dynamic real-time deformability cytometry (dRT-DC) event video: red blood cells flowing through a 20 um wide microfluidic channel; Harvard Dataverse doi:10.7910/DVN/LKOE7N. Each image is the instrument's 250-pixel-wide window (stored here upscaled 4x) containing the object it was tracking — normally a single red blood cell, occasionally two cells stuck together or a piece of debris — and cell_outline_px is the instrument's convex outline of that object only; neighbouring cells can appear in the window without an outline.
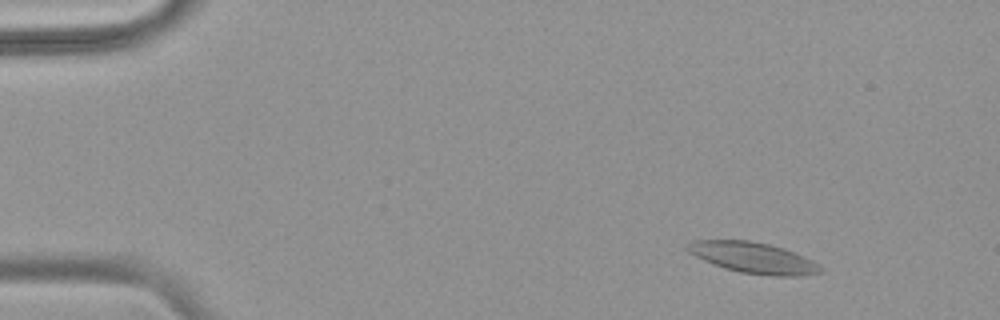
{"species": "common noctule bat (a hibernating species)", "species_latin": "Nyctalus noctula", "temperature_condition": "warm", "stored_images_in_passage": 56, "camera_frame_rate_fps": 3000, "um_per_image_px": 0.085, "animal": {"sex": "female", "body_mass_g": 18.4}, "frame": {"image": 1, "passage_image": 7, "time_ms": 2.0, "image_size_px": [1000, 320], "cell_outline_px": [[820, 272], [792, 276], [776, 276], [740, 272], [724, 268], [704, 260], [688, 252], [688, 244], [692, 240], [748, 240], [768, 244], [792, 252], [812, 260], [820, 264]], "centroid_in_image_um": [63.99, 21.9], "position_along_channel_um": 21.0, "area_um2": 23.35}}
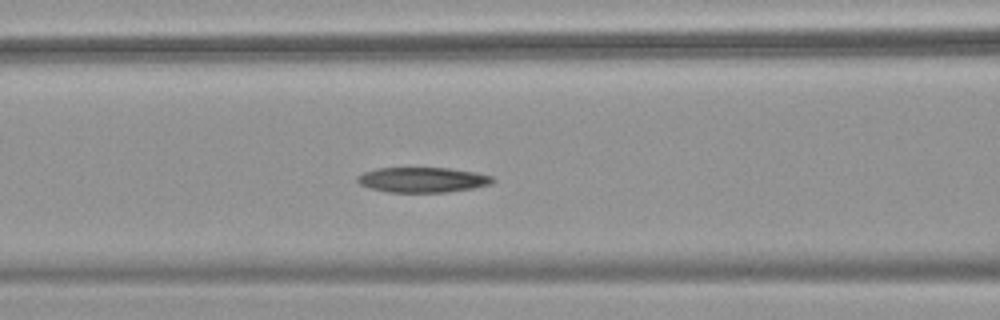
{"frame": {"image": 2, "passage_image": 24, "time_ms": 7.667, "image_size_px": [1000, 320], "cell_outline_px": [[496, 180], [492, 184], [472, 188], [448, 192], [388, 192], [372, 188], [360, 184], [356, 180], [356, 176], [364, 172], [380, 168], [448, 168], [476, 172], [492, 176]], "centroid_in_image_um": [35.95, 15.28], "position_along_channel_um": 130.7, "area_um2": 19.77}}
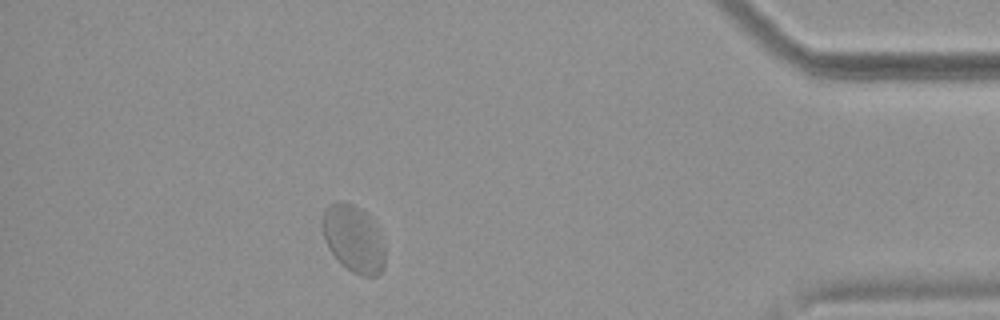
{"frame": {"image": 3, "passage_image": 50, "time_ms": 16.333, "image_size_px": [1000, 320], "cell_outline_px": [[384, 268], [376, 276], [360, 276], [352, 272], [328, 248], [324, 240], [324, 208], [328, 204], [336, 200], [340, 200], [352, 204], [360, 208], [376, 224], [380, 232], [384, 244]], "centroid_in_image_um": [30.08, 20.27], "position_along_channel_um": 405.1, "area_um2": 24.33}, "authors_computed_cell_mechanics": {"area_um2": 22.0507, "velocity_mm_per_s": 3.6619, "shape_relaxation_time_tau1_ms": null, "shape_relaxation_time_tau2_ms": 1.1707, "deformation_change_tau1": null, "deformation_change_tau2": 0.0426}}